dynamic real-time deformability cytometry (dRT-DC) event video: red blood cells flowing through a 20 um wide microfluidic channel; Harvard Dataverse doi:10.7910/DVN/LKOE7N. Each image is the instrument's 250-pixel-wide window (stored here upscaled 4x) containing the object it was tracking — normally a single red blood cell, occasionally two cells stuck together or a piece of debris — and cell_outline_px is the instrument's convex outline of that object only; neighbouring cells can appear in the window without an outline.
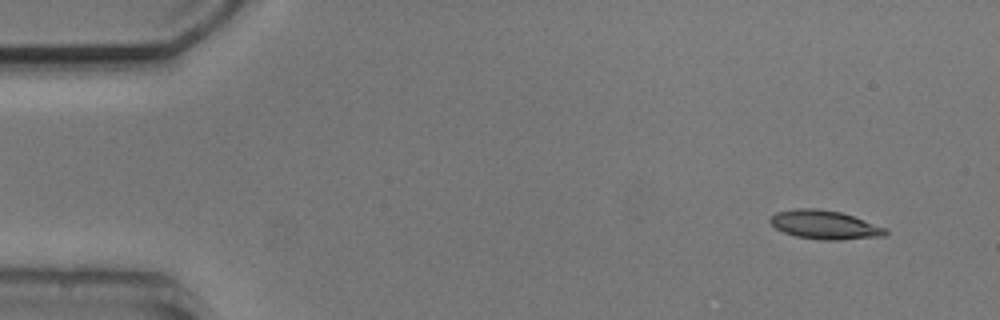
{"species": "common noctule bat (a hibernating species)", "species_latin": "Nyctalus noctula", "temperature_condition": "cold", "stored_images_in_passage": 4, "camera_frame_rate_fps": 3000, "um_per_image_px": 0.085, "animal": {"sex": "male", "body_mass_g": 20.5, "forearm_length_mm": 52.5}, "frame": {"image": 1, "passage_image": 1, "time_ms": 0.0, "image_size_px": [1000, 320], "cell_outline_px": [[888, 232], [884, 236], [840, 240], [824, 240], [796, 236], [784, 232], [776, 228], [768, 220], [776, 212], [796, 208], [816, 208], [840, 212], [888, 228]], "centroid_in_image_um": [70.11, 19.11], "position_along_channel_um": 14.9, "area_um2": 19.25}}